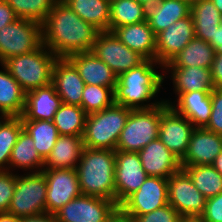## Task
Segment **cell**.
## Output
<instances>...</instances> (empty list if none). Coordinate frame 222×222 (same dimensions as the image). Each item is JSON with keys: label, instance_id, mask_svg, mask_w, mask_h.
Returning a JSON list of instances; mask_svg holds the SVG:
<instances>
[{"label": "cell", "instance_id": "45", "mask_svg": "<svg viewBox=\"0 0 222 222\" xmlns=\"http://www.w3.org/2000/svg\"><path fill=\"white\" fill-rule=\"evenodd\" d=\"M21 222H58L55 214L42 213L35 216H25L20 218Z\"/></svg>", "mask_w": 222, "mask_h": 222}, {"label": "cell", "instance_id": "3", "mask_svg": "<svg viewBox=\"0 0 222 222\" xmlns=\"http://www.w3.org/2000/svg\"><path fill=\"white\" fill-rule=\"evenodd\" d=\"M116 151L84 147L76 166L81 193L115 201Z\"/></svg>", "mask_w": 222, "mask_h": 222}, {"label": "cell", "instance_id": "27", "mask_svg": "<svg viewBox=\"0 0 222 222\" xmlns=\"http://www.w3.org/2000/svg\"><path fill=\"white\" fill-rule=\"evenodd\" d=\"M191 17L195 37L208 43L220 26L221 14L211 0H192Z\"/></svg>", "mask_w": 222, "mask_h": 222}, {"label": "cell", "instance_id": "12", "mask_svg": "<svg viewBox=\"0 0 222 222\" xmlns=\"http://www.w3.org/2000/svg\"><path fill=\"white\" fill-rule=\"evenodd\" d=\"M168 204V179L148 176L139 189L131 194L119 209L133 219Z\"/></svg>", "mask_w": 222, "mask_h": 222}, {"label": "cell", "instance_id": "25", "mask_svg": "<svg viewBox=\"0 0 222 222\" xmlns=\"http://www.w3.org/2000/svg\"><path fill=\"white\" fill-rule=\"evenodd\" d=\"M192 0H158L147 8V21L154 34L191 14Z\"/></svg>", "mask_w": 222, "mask_h": 222}, {"label": "cell", "instance_id": "39", "mask_svg": "<svg viewBox=\"0 0 222 222\" xmlns=\"http://www.w3.org/2000/svg\"><path fill=\"white\" fill-rule=\"evenodd\" d=\"M181 215L169 203L152 212L138 215L134 222H180Z\"/></svg>", "mask_w": 222, "mask_h": 222}, {"label": "cell", "instance_id": "2", "mask_svg": "<svg viewBox=\"0 0 222 222\" xmlns=\"http://www.w3.org/2000/svg\"><path fill=\"white\" fill-rule=\"evenodd\" d=\"M157 65L159 68L161 67V70L163 69V66L155 60H145L139 66L121 73L117 77L114 103L131 110L150 109L160 105L164 101L163 99L150 102L158 96L166 78L164 73L156 70Z\"/></svg>", "mask_w": 222, "mask_h": 222}, {"label": "cell", "instance_id": "30", "mask_svg": "<svg viewBox=\"0 0 222 222\" xmlns=\"http://www.w3.org/2000/svg\"><path fill=\"white\" fill-rule=\"evenodd\" d=\"M44 160L40 157L34 148V141L23 128L14 145L9 162V171L20 168L24 171L41 172L43 170ZM34 170V171H33Z\"/></svg>", "mask_w": 222, "mask_h": 222}, {"label": "cell", "instance_id": "5", "mask_svg": "<svg viewBox=\"0 0 222 222\" xmlns=\"http://www.w3.org/2000/svg\"><path fill=\"white\" fill-rule=\"evenodd\" d=\"M131 109L113 103L104 110L87 114L82 136L84 147L114 150Z\"/></svg>", "mask_w": 222, "mask_h": 222}, {"label": "cell", "instance_id": "16", "mask_svg": "<svg viewBox=\"0 0 222 222\" xmlns=\"http://www.w3.org/2000/svg\"><path fill=\"white\" fill-rule=\"evenodd\" d=\"M156 62L163 67L195 37L191 14L156 34Z\"/></svg>", "mask_w": 222, "mask_h": 222}, {"label": "cell", "instance_id": "36", "mask_svg": "<svg viewBox=\"0 0 222 222\" xmlns=\"http://www.w3.org/2000/svg\"><path fill=\"white\" fill-rule=\"evenodd\" d=\"M23 129L21 117H7L0 125V170H9L12 149Z\"/></svg>", "mask_w": 222, "mask_h": 222}, {"label": "cell", "instance_id": "6", "mask_svg": "<svg viewBox=\"0 0 222 222\" xmlns=\"http://www.w3.org/2000/svg\"><path fill=\"white\" fill-rule=\"evenodd\" d=\"M161 104L150 109L131 110L117 142L116 150L139 152L158 139Z\"/></svg>", "mask_w": 222, "mask_h": 222}, {"label": "cell", "instance_id": "52", "mask_svg": "<svg viewBox=\"0 0 222 222\" xmlns=\"http://www.w3.org/2000/svg\"><path fill=\"white\" fill-rule=\"evenodd\" d=\"M222 15V0H211Z\"/></svg>", "mask_w": 222, "mask_h": 222}, {"label": "cell", "instance_id": "42", "mask_svg": "<svg viewBox=\"0 0 222 222\" xmlns=\"http://www.w3.org/2000/svg\"><path fill=\"white\" fill-rule=\"evenodd\" d=\"M201 217L206 222H222V192L216 196L207 198Z\"/></svg>", "mask_w": 222, "mask_h": 222}, {"label": "cell", "instance_id": "8", "mask_svg": "<svg viewBox=\"0 0 222 222\" xmlns=\"http://www.w3.org/2000/svg\"><path fill=\"white\" fill-rule=\"evenodd\" d=\"M42 44L41 24L18 18L0 29V63L36 50Z\"/></svg>", "mask_w": 222, "mask_h": 222}, {"label": "cell", "instance_id": "26", "mask_svg": "<svg viewBox=\"0 0 222 222\" xmlns=\"http://www.w3.org/2000/svg\"><path fill=\"white\" fill-rule=\"evenodd\" d=\"M83 149L82 136L59 135L43 169H76Z\"/></svg>", "mask_w": 222, "mask_h": 222}, {"label": "cell", "instance_id": "22", "mask_svg": "<svg viewBox=\"0 0 222 222\" xmlns=\"http://www.w3.org/2000/svg\"><path fill=\"white\" fill-rule=\"evenodd\" d=\"M61 105L62 100L52 84L33 89L26 92L25 107L21 120L52 121Z\"/></svg>", "mask_w": 222, "mask_h": 222}, {"label": "cell", "instance_id": "29", "mask_svg": "<svg viewBox=\"0 0 222 222\" xmlns=\"http://www.w3.org/2000/svg\"><path fill=\"white\" fill-rule=\"evenodd\" d=\"M0 70V111L8 117H21L25 107L26 92L2 65Z\"/></svg>", "mask_w": 222, "mask_h": 222}, {"label": "cell", "instance_id": "50", "mask_svg": "<svg viewBox=\"0 0 222 222\" xmlns=\"http://www.w3.org/2000/svg\"><path fill=\"white\" fill-rule=\"evenodd\" d=\"M180 222H206L201 216L181 217Z\"/></svg>", "mask_w": 222, "mask_h": 222}, {"label": "cell", "instance_id": "28", "mask_svg": "<svg viewBox=\"0 0 222 222\" xmlns=\"http://www.w3.org/2000/svg\"><path fill=\"white\" fill-rule=\"evenodd\" d=\"M214 57V48L207 41L194 37L164 67H204L210 69Z\"/></svg>", "mask_w": 222, "mask_h": 222}, {"label": "cell", "instance_id": "14", "mask_svg": "<svg viewBox=\"0 0 222 222\" xmlns=\"http://www.w3.org/2000/svg\"><path fill=\"white\" fill-rule=\"evenodd\" d=\"M147 177L138 152L116 150L115 202L118 206L136 192Z\"/></svg>", "mask_w": 222, "mask_h": 222}, {"label": "cell", "instance_id": "24", "mask_svg": "<svg viewBox=\"0 0 222 222\" xmlns=\"http://www.w3.org/2000/svg\"><path fill=\"white\" fill-rule=\"evenodd\" d=\"M167 74H171L173 91L180 93L193 91H213L215 85L209 68L204 67H163Z\"/></svg>", "mask_w": 222, "mask_h": 222}, {"label": "cell", "instance_id": "43", "mask_svg": "<svg viewBox=\"0 0 222 222\" xmlns=\"http://www.w3.org/2000/svg\"><path fill=\"white\" fill-rule=\"evenodd\" d=\"M16 19L18 17L8 2L0 0V29L14 22Z\"/></svg>", "mask_w": 222, "mask_h": 222}, {"label": "cell", "instance_id": "10", "mask_svg": "<svg viewBox=\"0 0 222 222\" xmlns=\"http://www.w3.org/2000/svg\"><path fill=\"white\" fill-rule=\"evenodd\" d=\"M91 52L105 62L117 77L146 60L139 53L129 49L111 31H99Z\"/></svg>", "mask_w": 222, "mask_h": 222}, {"label": "cell", "instance_id": "35", "mask_svg": "<svg viewBox=\"0 0 222 222\" xmlns=\"http://www.w3.org/2000/svg\"><path fill=\"white\" fill-rule=\"evenodd\" d=\"M183 169L206 198L222 192V175L212 165L184 166Z\"/></svg>", "mask_w": 222, "mask_h": 222}, {"label": "cell", "instance_id": "44", "mask_svg": "<svg viewBox=\"0 0 222 222\" xmlns=\"http://www.w3.org/2000/svg\"><path fill=\"white\" fill-rule=\"evenodd\" d=\"M210 72L215 88H222V54H215Z\"/></svg>", "mask_w": 222, "mask_h": 222}, {"label": "cell", "instance_id": "13", "mask_svg": "<svg viewBox=\"0 0 222 222\" xmlns=\"http://www.w3.org/2000/svg\"><path fill=\"white\" fill-rule=\"evenodd\" d=\"M195 126L166 102L161 103L159 140L178 158L187 152Z\"/></svg>", "mask_w": 222, "mask_h": 222}, {"label": "cell", "instance_id": "23", "mask_svg": "<svg viewBox=\"0 0 222 222\" xmlns=\"http://www.w3.org/2000/svg\"><path fill=\"white\" fill-rule=\"evenodd\" d=\"M112 32L129 49L139 53L146 60L156 61V35L147 20L116 27Z\"/></svg>", "mask_w": 222, "mask_h": 222}, {"label": "cell", "instance_id": "46", "mask_svg": "<svg viewBox=\"0 0 222 222\" xmlns=\"http://www.w3.org/2000/svg\"><path fill=\"white\" fill-rule=\"evenodd\" d=\"M209 44L214 48L215 54H222V27L219 26V28L215 31Z\"/></svg>", "mask_w": 222, "mask_h": 222}, {"label": "cell", "instance_id": "38", "mask_svg": "<svg viewBox=\"0 0 222 222\" xmlns=\"http://www.w3.org/2000/svg\"><path fill=\"white\" fill-rule=\"evenodd\" d=\"M113 103L114 91L111 88L85 84L81 107L87 114L104 110Z\"/></svg>", "mask_w": 222, "mask_h": 222}, {"label": "cell", "instance_id": "32", "mask_svg": "<svg viewBox=\"0 0 222 222\" xmlns=\"http://www.w3.org/2000/svg\"><path fill=\"white\" fill-rule=\"evenodd\" d=\"M22 123L34 141V148L45 161L59 137L55 124L49 120H22Z\"/></svg>", "mask_w": 222, "mask_h": 222}, {"label": "cell", "instance_id": "7", "mask_svg": "<svg viewBox=\"0 0 222 222\" xmlns=\"http://www.w3.org/2000/svg\"><path fill=\"white\" fill-rule=\"evenodd\" d=\"M47 182L41 172L17 173L15 189L8 212L16 217L35 216L46 212Z\"/></svg>", "mask_w": 222, "mask_h": 222}, {"label": "cell", "instance_id": "34", "mask_svg": "<svg viewBox=\"0 0 222 222\" xmlns=\"http://www.w3.org/2000/svg\"><path fill=\"white\" fill-rule=\"evenodd\" d=\"M86 118L81 106L62 103L52 121L59 135L83 136Z\"/></svg>", "mask_w": 222, "mask_h": 222}, {"label": "cell", "instance_id": "47", "mask_svg": "<svg viewBox=\"0 0 222 222\" xmlns=\"http://www.w3.org/2000/svg\"><path fill=\"white\" fill-rule=\"evenodd\" d=\"M108 222H134V219L125 215L120 209H118Z\"/></svg>", "mask_w": 222, "mask_h": 222}, {"label": "cell", "instance_id": "48", "mask_svg": "<svg viewBox=\"0 0 222 222\" xmlns=\"http://www.w3.org/2000/svg\"><path fill=\"white\" fill-rule=\"evenodd\" d=\"M0 222H21L19 217L9 212H0Z\"/></svg>", "mask_w": 222, "mask_h": 222}, {"label": "cell", "instance_id": "15", "mask_svg": "<svg viewBox=\"0 0 222 222\" xmlns=\"http://www.w3.org/2000/svg\"><path fill=\"white\" fill-rule=\"evenodd\" d=\"M47 182L46 212L55 214L69 201L80 196L76 169H43Z\"/></svg>", "mask_w": 222, "mask_h": 222}, {"label": "cell", "instance_id": "17", "mask_svg": "<svg viewBox=\"0 0 222 222\" xmlns=\"http://www.w3.org/2000/svg\"><path fill=\"white\" fill-rule=\"evenodd\" d=\"M222 152V136L202 127H195L181 166L212 165Z\"/></svg>", "mask_w": 222, "mask_h": 222}, {"label": "cell", "instance_id": "31", "mask_svg": "<svg viewBox=\"0 0 222 222\" xmlns=\"http://www.w3.org/2000/svg\"><path fill=\"white\" fill-rule=\"evenodd\" d=\"M82 20L99 31H109L110 2L108 0H62Z\"/></svg>", "mask_w": 222, "mask_h": 222}, {"label": "cell", "instance_id": "19", "mask_svg": "<svg viewBox=\"0 0 222 222\" xmlns=\"http://www.w3.org/2000/svg\"><path fill=\"white\" fill-rule=\"evenodd\" d=\"M52 85L62 103L81 106L85 86L75 66L67 58H58L52 71Z\"/></svg>", "mask_w": 222, "mask_h": 222}, {"label": "cell", "instance_id": "41", "mask_svg": "<svg viewBox=\"0 0 222 222\" xmlns=\"http://www.w3.org/2000/svg\"><path fill=\"white\" fill-rule=\"evenodd\" d=\"M212 113L207 130L222 136V88H215L211 92Z\"/></svg>", "mask_w": 222, "mask_h": 222}, {"label": "cell", "instance_id": "53", "mask_svg": "<svg viewBox=\"0 0 222 222\" xmlns=\"http://www.w3.org/2000/svg\"><path fill=\"white\" fill-rule=\"evenodd\" d=\"M7 117V115H0V125Z\"/></svg>", "mask_w": 222, "mask_h": 222}, {"label": "cell", "instance_id": "9", "mask_svg": "<svg viewBox=\"0 0 222 222\" xmlns=\"http://www.w3.org/2000/svg\"><path fill=\"white\" fill-rule=\"evenodd\" d=\"M118 209L115 201L81 194L55 215L58 222H108Z\"/></svg>", "mask_w": 222, "mask_h": 222}, {"label": "cell", "instance_id": "49", "mask_svg": "<svg viewBox=\"0 0 222 222\" xmlns=\"http://www.w3.org/2000/svg\"><path fill=\"white\" fill-rule=\"evenodd\" d=\"M212 166L222 175V152L215 158Z\"/></svg>", "mask_w": 222, "mask_h": 222}, {"label": "cell", "instance_id": "51", "mask_svg": "<svg viewBox=\"0 0 222 222\" xmlns=\"http://www.w3.org/2000/svg\"><path fill=\"white\" fill-rule=\"evenodd\" d=\"M138 3L142 4L146 8H150L154 5L158 0H136Z\"/></svg>", "mask_w": 222, "mask_h": 222}, {"label": "cell", "instance_id": "54", "mask_svg": "<svg viewBox=\"0 0 222 222\" xmlns=\"http://www.w3.org/2000/svg\"><path fill=\"white\" fill-rule=\"evenodd\" d=\"M220 27H222V15H221V19H220Z\"/></svg>", "mask_w": 222, "mask_h": 222}, {"label": "cell", "instance_id": "4", "mask_svg": "<svg viewBox=\"0 0 222 222\" xmlns=\"http://www.w3.org/2000/svg\"><path fill=\"white\" fill-rule=\"evenodd\" d=\"M58 57L44 44L36 50L13 56L2 63L25 91L52 84V71Z\"/></svg>", "mask_w": 222, "mask_h": 222}, {"label": "cell", "instance_id": "18", "mask_svg": "<svg viewBox=\"0 0 222 222\" xmlns=\"http://www.w3.org/2000/svg\"><path fill=\"white\" fill-rule=\"evenodd\" d=\"M138 154L148 176L168 179L182 169L181 159L172 153L159 138L147 144Z\"/></svg>", "mask_w": 222, "mask_h": 222}, {"label": "cell", "instance_id": "1", "mask_svg": "<svg viewBox=\"0 0 222 222\" xmlns=\"http://www.w3.org/2000/svg\"><path fill=\"white\" fill-rule=\"evenodd\" d=\"M42 44L58 58L90 52L99 33L82 20L66 3L57 0L41 24Z\"/></svg>", "mask_w": 222, "mask_h": 222}, {"label": "cell", "instance_id": "33", "mask_svg": "<svg viewBox=\"0 0 222 222\" xmlns=\"http://www.w3.org/2000/svg\"><path fill=\"white\" fill-rule=\"evenodd\" d=\"M147 20V8L136 0H113L110 2L109 31L116 27Z\"/></svg>", "mask_w": 222, "mask_h": 222}, {"label": "cell", "instance_id": "37", "mask_svg": "<svg viewBox=\"0 0 222 222\" xmlns=\"http://www.w3.org/2000/svg\"><path fill=\"white\" fill-rule=\"evenodd\" d=\"M18 18L42 24L57 0H6Z\"/></svg>", "mask_w": 222, "mask_h": 222}, {"label": "cell", "instance_id": "21", "mask_svg": "<svg viewBox=\"0 0 222 222\" xmlns=\"http://www.w3.org/2000/svg\"><path fill=\"white\" fill-rule=\"evenodd\" d=\"M212 91H193L180 93L176 102L163 99L177 113L187 118L195 127H205L212 113ZM177 103V104H175Z\"/></svg>", "mask_w": 222, "mask_h": 222}, {"label": "cell", "instance_id": "11", "mask_svg": "<svg viewBox=\"0 0 222 222\" xmlns=\"http://www.w3.org/2000/svg\"><path fill=\"white\" fill-rule=\"evenodd\" d=\"M206 202L207 198L199 192L183 168L168 178V203L182 217L201 216Z\"/></svg>", "mask_w": 222, "mask_h": 222}, {"label": "cell", "instance_id": "40", "mask_svg": "<svg viewBox=\"0 0 222 222\" xmlns=\"http://www.w3.org/2000/svg\"><path fill=\"white\" fill-rule=\"evenodd\" d=\"M17 174L9 170H0V212H8Z\"/></svg>", "mask_w": 222, "mask_h": 222}, {"label": "cell", "instance_id": "20", "mask_svg": "<svg viewBox=\"0 0 222 222\" xmlns=\"http://www.w3.org/2000/svg\"><path fill=\"white\" fill-rule=\"evenodd\" d=\"M77 69L86 85H98L115 90L117 75L91 51L78 52L66 57Z\"/></svg>", "mask_w": 222, "mask_h": 222}]
</instances>
